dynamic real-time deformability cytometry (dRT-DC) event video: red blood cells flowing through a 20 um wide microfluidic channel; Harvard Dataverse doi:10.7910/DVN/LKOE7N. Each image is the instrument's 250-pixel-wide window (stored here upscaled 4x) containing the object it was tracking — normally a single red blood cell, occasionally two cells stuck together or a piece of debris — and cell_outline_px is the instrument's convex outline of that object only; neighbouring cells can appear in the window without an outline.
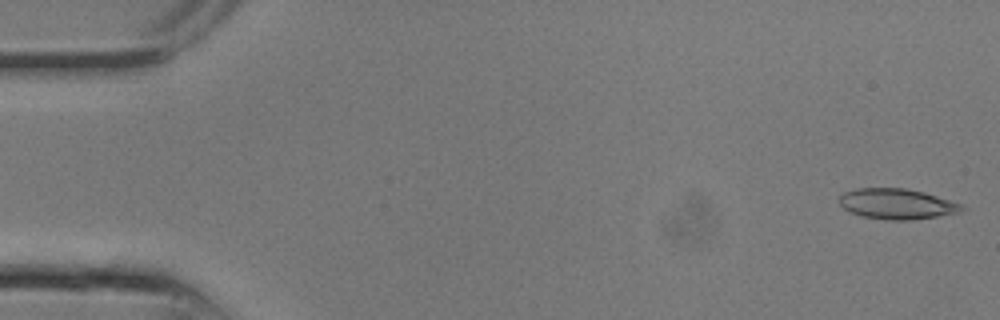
{"species": "common noctule bat (a hibernating species)", "species_latin": "Nyctalus noctula", "temperature_condition": "room temperature", "stored_images_in_passage": 9, "camera_frame_rate_fps": 3000, "um_per_image_px": 0.085, "animal": {"sex": "male", "body_mass_g": 13.3}, "frame": {"image": 1, "passage_image": 1, "time_ms": 0.0, "image_size_px": [1000, 320], "cell_outline_px": [[968, 208], [960, 212], [912, 220], [888, 220], [860, 216], [848, 212], [840, 204], [840, 196], [844, 192], [856, 188], [904, 188], [924, 192], [964, 204]], "centroid_in_image_um": [76.26, 17.33], "position_along_channel_um": 8.7, "area_um2": 21.96}}
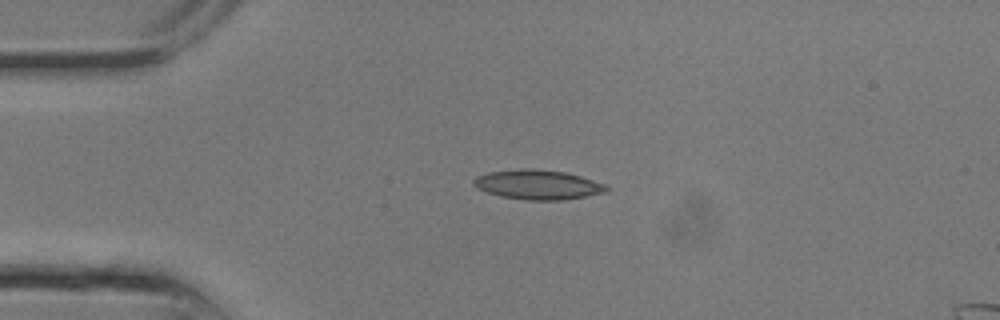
{"frame": {"image": 2, "passage_image": 6, "time_ms": 1.667, "image_size_px": [1000, 320], "cell_outline_px": [[612, 188], [608, 192], [564, 200], [528, 200], [500, 196], [476, 188], [472, 184], [472, 180], [476, 176], [488, 172], [520, 168], [528, 168], [564, 172], [580, 176], [604, 184]], "centroid_in_image_um": [45.71, 15.7], "position_along_channel_um": 39.3, "area_um2": 23.0}}
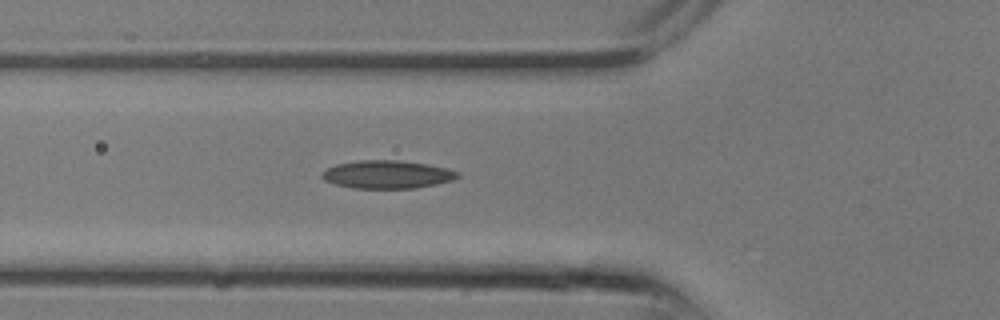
{"frame": {"image": 3, "passage_image": 9, "time_ms": 2.667, "image_size_px": [1000, 320], "cell_outline_px": [[460, 176], [452, 180], [436, 184], [416, 188], [352, 188], [336, 184], [324, 180], [320, 176], [320, 172], [336, 164], [360, 160], [396, 160], [428, 164], [448, 168], [460, 172]], "centroid_in_image_um": [32.91, 14.82], "position_along_channel_um": 92.9, "area_um2": 22.25}}